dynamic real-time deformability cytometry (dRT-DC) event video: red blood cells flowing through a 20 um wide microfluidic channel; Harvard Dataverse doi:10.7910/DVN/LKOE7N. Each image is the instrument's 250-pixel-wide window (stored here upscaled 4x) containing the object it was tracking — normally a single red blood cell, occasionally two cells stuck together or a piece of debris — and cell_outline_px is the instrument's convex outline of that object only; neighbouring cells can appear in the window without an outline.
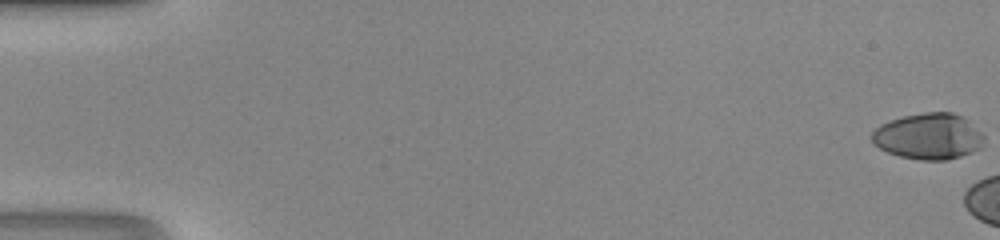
{"species": "human", "species_latin": "Homo sapiens", "temperature_condition": "room temperature", "stored_images_in_passage": 6, "camera_frame_rate_fps": 3000, "um_per_image_px": 0.085, "donor": {"sex": "male"}, "frame": {"image": 1, "passage_image": 1, "time_ms": 0.0, "image_size_px": [1000, 240], "cell_outline_px": [[984, 140], [980, 148], [972, 152], [948, 160], [920, 160], [900, 156], [888, 152], [880, 148], [872, 140], [872, 132], [880, 124], [904, 116], [924, 112], [952, 112], [964, 116], [984, 136]], "centroid_in_image_um": [78.95, 11.58], "position_along_channel_um": 6.1, "area_um2": 30.0}}